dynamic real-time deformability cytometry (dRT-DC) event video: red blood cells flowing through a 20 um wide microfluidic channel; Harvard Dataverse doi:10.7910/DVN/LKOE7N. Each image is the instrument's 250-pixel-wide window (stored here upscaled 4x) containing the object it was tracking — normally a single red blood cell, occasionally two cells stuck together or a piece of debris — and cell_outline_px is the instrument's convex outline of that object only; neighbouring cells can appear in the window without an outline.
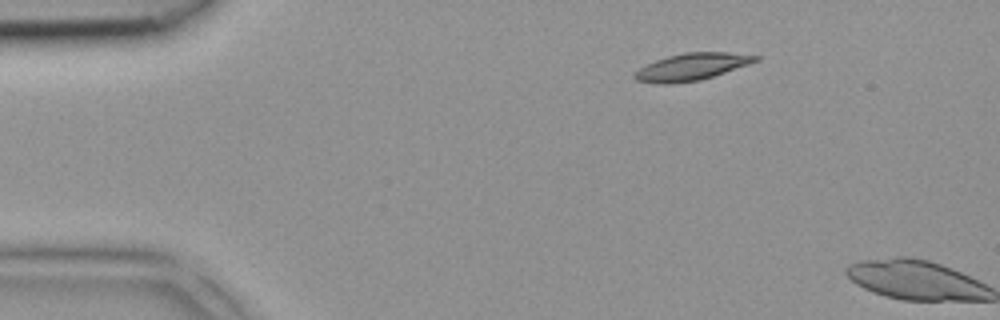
{"species": "common noctule bat (a hibernating species)", "species_latin": "Nyctalus noctula", "temperature_condition": "room temperature", "stored_images_in_passage": 3, "camera_frame_rate_fps": 3000, "um_per_image_px": 0.085, "animal": {"sex": "female", "body_mass_g": 18.4}, "frame": {"image": 1, "passage_image": 2, "time_ms": 0.333, "image_size_px": [1000, 320], "cell_outline_px": [[760, 60], [700, 80], [672, 84], [656, 84], [636, 80], [632, 76], [640, 68], [656, 60], [668, 56], [684, 52], [728, 52], [760, 56]], "centroid_in_image_um": [58.78, 5.68], "position_along_channel_um": 26.2, "area_um2": 18.9}}